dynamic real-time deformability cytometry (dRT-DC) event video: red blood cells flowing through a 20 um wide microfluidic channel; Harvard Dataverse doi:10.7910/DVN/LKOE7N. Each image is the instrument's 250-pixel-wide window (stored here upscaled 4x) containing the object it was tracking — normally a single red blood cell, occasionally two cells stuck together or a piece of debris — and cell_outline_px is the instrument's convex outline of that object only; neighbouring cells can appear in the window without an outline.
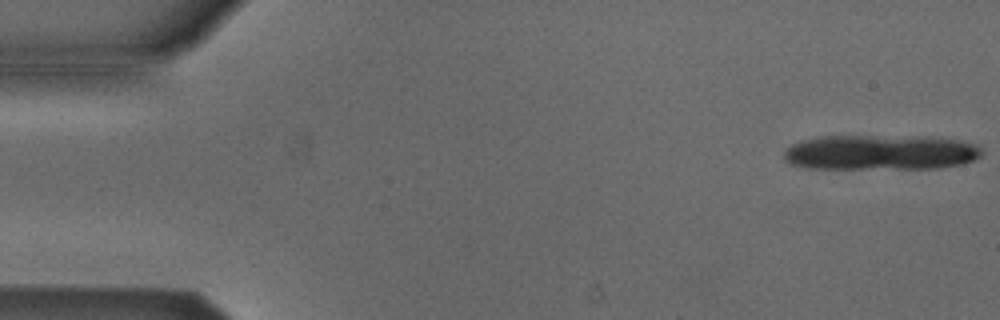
{"species": "Egyptian fruit bat (a non-hibernating species)", "species_latin": "Rousettus aegyptiacus", "temperature_condition": "cold", "stored_images_in_passage": 10, "camera_frame_rate_fps": 3000, "um_per_image_px": 0.085, "animal": {"sex": "male"}, "frame": {"image": 1, "passage_image": 1, "time_ms": 0.0, "image_size_px": [1000, 320], "cell_outline_px": [[984, 152], [980, 156], [964, 164], [936, 168], [808, 168], [788, 164], [784, 160], [784, 148], [800, 140], [824, 136], [928, 136], [960, 140], [976, 144]], "centroid_in_image_um": [74.83, 12.94], "position_along_channel_um": 10.2, "area_um2": 40.92}}